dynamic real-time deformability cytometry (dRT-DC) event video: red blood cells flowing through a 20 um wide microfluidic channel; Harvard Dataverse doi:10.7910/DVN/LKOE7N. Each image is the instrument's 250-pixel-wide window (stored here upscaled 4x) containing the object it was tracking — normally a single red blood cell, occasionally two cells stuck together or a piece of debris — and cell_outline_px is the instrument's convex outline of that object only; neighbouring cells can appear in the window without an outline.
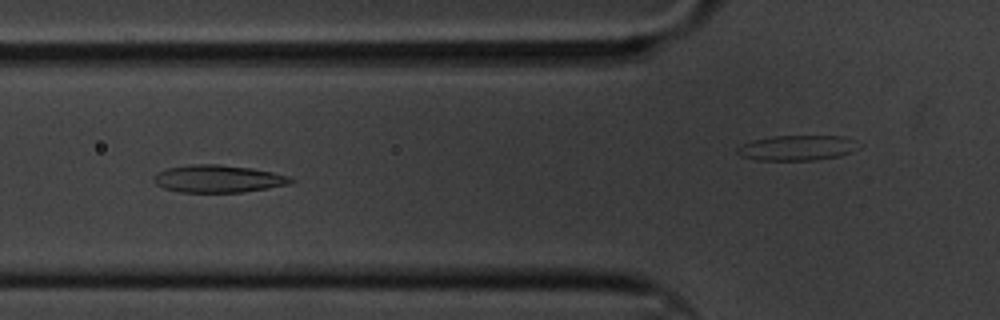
{"species": "common noctule bat (a hibernating species)", "species_latin": "Nyctalus noctula", "temperature_condition": "cold", "stored_images_in_passage": 60, "camera_frame_rate_fps": 3000, "um_per_image_px": 0.085, "animal": {"sex": "male", "body_mass_g": 20.1, "forearm_length_mm": 53.5}, "frame": {"image": 1, "passage_image": 21, "time_ms": 6.667, "image_size_px": [1000, 320], "cell_outline_px": [[296, 180], [288, 184], [268, 188], [240, 192], [180, 192], [164, 188], [156, 184], [152, 180], [152, 176], [156, 172], [168, 168], [192, 164], [220, 164], [252, 168], [272, 172], [288, 176]], "centroid_in_image_um": [18.5, 15.19], "position_along_channel_um": 107.3, "area_um2": 21.96}}
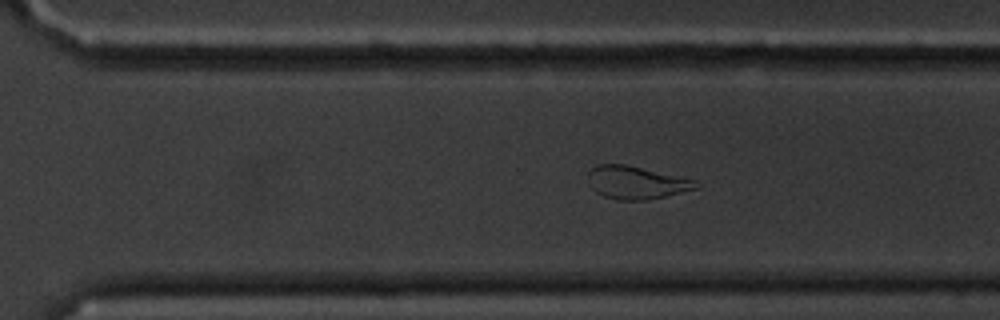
{"frame": {"image": 2, "passage_image": 40, "time_ms": 13.0, "image_size_px": [1000, 320], "cell_outline_px": [[700, 184], [696, 188], [664, 196], [644, 200], [616, 200], [604, 196], [596, 192], [588, 184], [588, 172], [596, 164], [624, 164], [692, 180]], "centroid_in_image_um": [53.98, 15.52], "position_along_channel_um": 316.6, "area_um2": 20.17}}
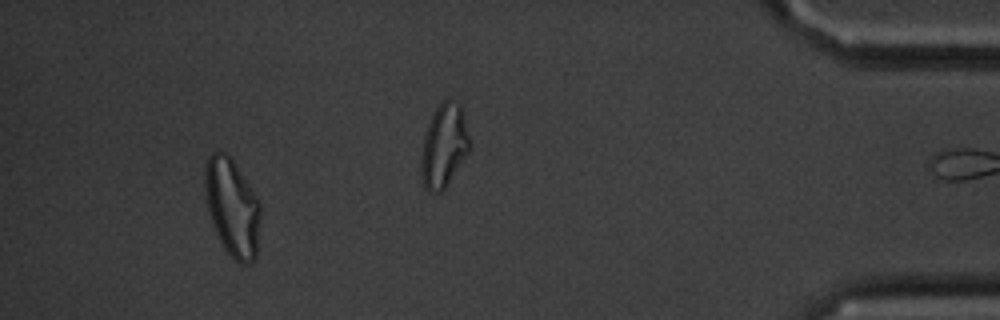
{"frame": {"image": 3, "passage_image": 55, "time_ms": 18.0, "image_size_px": [1000, 320], "cell_outline_px": [[260, 220], [256, 256], [248, 264], [240, 264], [224, 248], [212, 224], [208, 208], [204, 184], [204, 168], [208, 156], [212, 152], [224, 152], [232, 160], [260, 200]], "centroid_in_image_um": [19.74, 17.62], "position_along_channel_um": 415.5, "area_um2": 31.39}, "authors_computed_cell_mechanics": {"area_um2": 22.7443, "velocity_mm_per_s": 3.3062, "shape_relaxation_time_tau1_ms": 6.638, "shape_relaxation_time_tau2_ms": 2.0254, "deformation_change_tau1": 0.1657, "deformation_change_tau2": 0.1028}}